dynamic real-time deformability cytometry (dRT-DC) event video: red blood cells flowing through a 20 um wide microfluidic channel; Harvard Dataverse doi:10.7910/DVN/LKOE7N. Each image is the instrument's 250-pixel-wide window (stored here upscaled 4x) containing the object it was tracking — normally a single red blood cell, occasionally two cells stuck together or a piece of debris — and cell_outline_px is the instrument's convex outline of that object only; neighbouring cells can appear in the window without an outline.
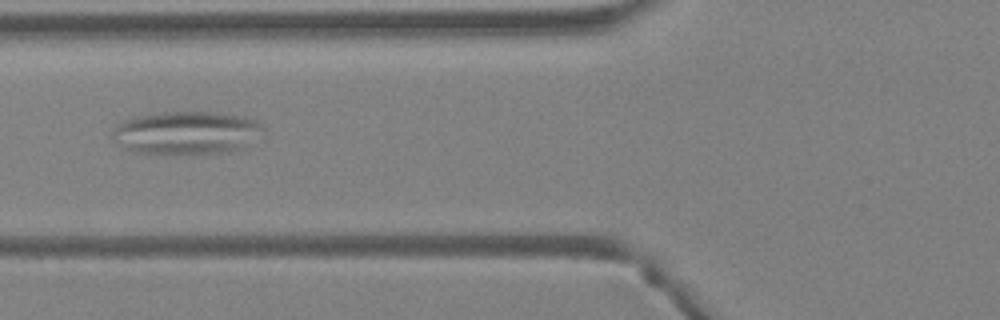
{"species": "Egyptian fruit bat (a non-hibernating species)", "species_latin": "Rousettus aegyptiacus", "temperature_condition": "warm", "stored_images_in_passage": 40, "camera_frame_rate_fps": 3000, "um_per_image_px": 0.085, "animal": {"sex": "female"}, "frame": {"image": 1, "passage_image": 11, "time_ms": 3.333, "image_size_px": [1000, 320], "cell_outline_px": [[264, 140], [236, 152], [132, 152], [112, 140], [112, 128], [116, 124], [136, 116], [164, 112], [212, 112], [244, 116], [256, 120], [264, 128]], "centroid_in_image_um": [15.97, 11.27], "position_along_channel_um": 109.8, "area_um2": 38.21}}
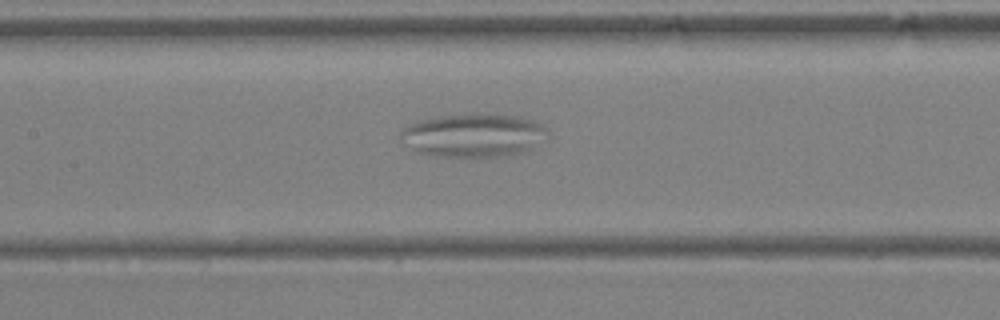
{"frame": {"image": 2, "passage_image": 15, "time_ms": 4.667, "image_size_px": [1000, 320], "cell_outline_px": [[548, 140], [520, 152], [500, 156], [432, 156], [416, 152], [400, 144], [400, 132], [408, 124], [416, 120], [440, 116], [480, 112], [484, 112], [516, 116], [532, 120], [540, 124], [548, 132]], "centroid_in_image_um": [40.17, 11.48], "position_along_channel_um": 167.2, "area_um2": 37.8}}
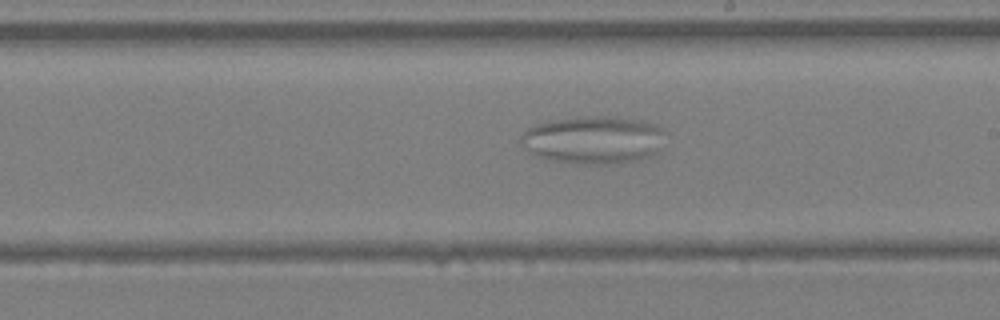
{"frame": {"image": 3, "passage_image": 20, "time_ms": 6.333, "image_size_px": [1000, 320], "cell_outline_px": [[668, 132], [660, 152], [652, 156], [620, 164], [576, 164], [552, 160], [540, 156], [524, 148], [520, 144], [520, 136], [528, 128], [536, 124], [548, 120], [576, 116], [616, 116], [640, 120], [656, 124]], "centroid_in_image_um": [50.52, 11.88], "position_along_channel_um": 238.5, "area_um2": 41.27}}